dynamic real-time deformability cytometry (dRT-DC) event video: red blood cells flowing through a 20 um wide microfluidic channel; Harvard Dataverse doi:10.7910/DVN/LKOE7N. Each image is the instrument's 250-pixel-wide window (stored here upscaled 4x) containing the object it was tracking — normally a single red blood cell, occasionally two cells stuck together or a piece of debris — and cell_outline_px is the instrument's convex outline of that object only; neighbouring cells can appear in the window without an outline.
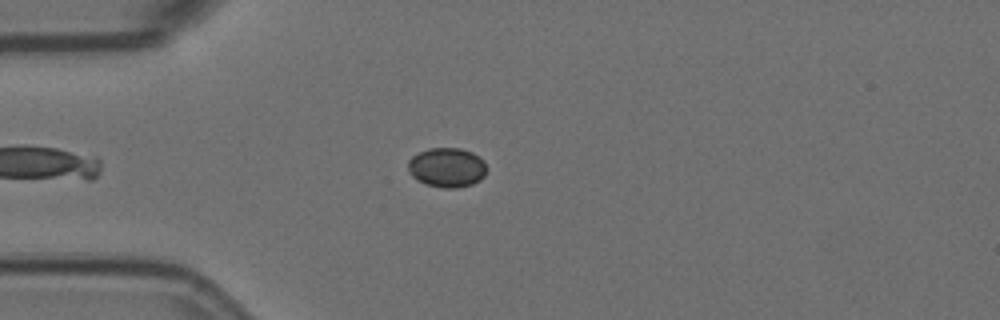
{"species": "Egyptian fruit bat (a non-hibernating species)", "species_latin": "Rousettus aegyptiacus", "temperature_condition": "room temperature", "stored_images_in_passage": 49, "camera_frame_rate_fps": 3000, "um_per_image_px": 0.085, "animal": {"sex": "female"}, "frame": {"image": 1, "passage_image": 13, "time_ms": 4.0, "image_size_px": [1000, 320], "cell_outline_px": [[484, 176], [480, 180], [472, 184], [456, 188], [444, 188], [424, 184], [416, 180], [408, 172], [408, 160], [412, 156], [428, 148], [460, 148], [472, 152], [484, 160]], "centroid_in_image_um": [37.95, 14.24], "position_along_channel_um": 47.0, "area_um2": 18.15}}
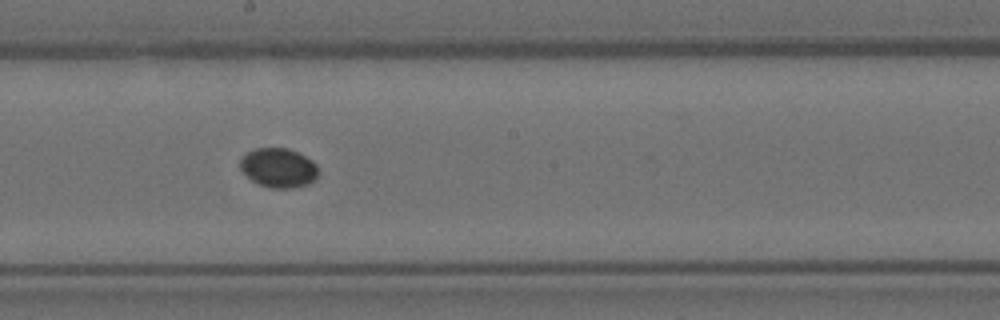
{"frame": {"image": 2, "passage_image": 29, "time_ms": 9.333, "image_size_px": [1000, 320], "cell_outline_px": [[320, 172], [316, 180], [308, 184], [296, 188], [272, 188], [260, 184], [252, 180], [240, 168], [240, 160], [248, 152], [256, 148], [288, 148], [312, 160], [316, 164]], "centroid_in_image_um": [23.73, 14.27], "position_along_channel_um": 224.5, "area_um2": 17.92}}
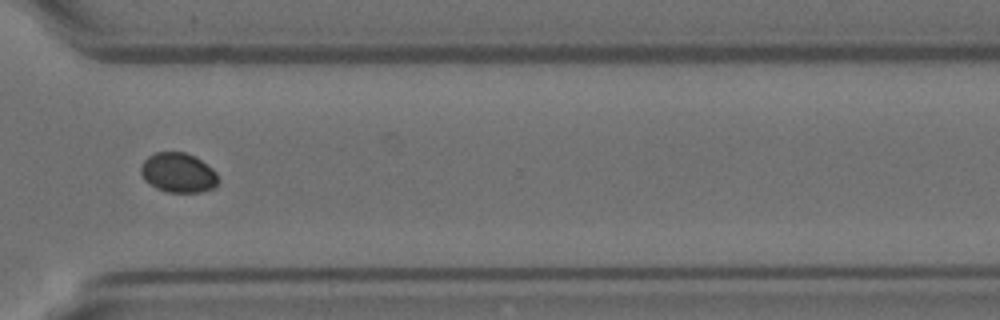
{"frame": {"image": 3, "passage_image": 40, "time_ms": 13.0, "image_size_px": [1000, 320], "cell_outline_px": [[216, 184], [212, 188], [200, 192], [164, 192], [156, 188], [144, 180], [140, 172], [140, 164], [148, 156], [156, 152], [184, 152], [200, 160], [212, 168], [216, 172]], "centroid_in_image_um": [15.08, 14.68], "position_along_channel_um": 355.5, "area_um2": 17.74}}